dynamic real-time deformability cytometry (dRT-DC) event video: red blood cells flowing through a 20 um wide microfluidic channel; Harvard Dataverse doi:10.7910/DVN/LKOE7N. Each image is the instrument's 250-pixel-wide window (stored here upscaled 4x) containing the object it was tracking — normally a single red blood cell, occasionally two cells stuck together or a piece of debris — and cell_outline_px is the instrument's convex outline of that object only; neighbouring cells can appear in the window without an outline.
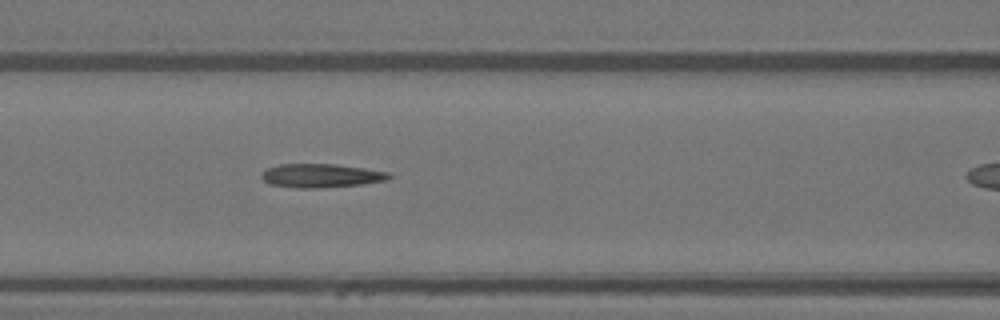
{"species": "Egyptian fruit bat (a non-hibernating species)", "species_latin": "Rousettus aegyptiacus", "temperature_condition": "warm", "stored_images_in_passage": 18, "camera_frame_rate_fps": 3000, "um_per_image_px": 0.085, "animal": {"sex": "female"}, "frame": {"image": 1, "passage_image": 11, "time_ms": 3.333, "image_size_px": [1000, 320], "cell_outline_px": [[392, 176], [388, 180], [364, 184], [320, 188], [296, 188], [268, 184], [260, 176], [268, 168], [280, 164], [336, 164], [364, 168], [388, 172]], "centroid_in_image_um": [27.31, 14.94], "position_along_channel_um": 139.3, "area_um2": 17.69}}
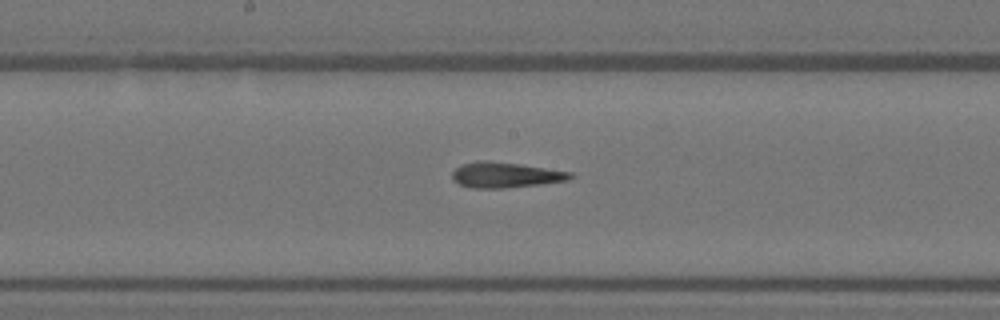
{"frame": {"image": 2, "passage_image": 16, "time_ms": 5.0, "image_size_px": [1000, 320], "cell_outline_px": [[576, 176], [568, 180], [540, 184], [504, 188], [472, 188], [460, 184], [452, 180], [452, 172], [456, 168], [464, 164], [476, 160], [488, 160], [520, 164], [572, 172]], "centroid_in_image_um": [42.97, 14.86], "position_along_channel_um": 205.2, "area_um2": 17.57}}